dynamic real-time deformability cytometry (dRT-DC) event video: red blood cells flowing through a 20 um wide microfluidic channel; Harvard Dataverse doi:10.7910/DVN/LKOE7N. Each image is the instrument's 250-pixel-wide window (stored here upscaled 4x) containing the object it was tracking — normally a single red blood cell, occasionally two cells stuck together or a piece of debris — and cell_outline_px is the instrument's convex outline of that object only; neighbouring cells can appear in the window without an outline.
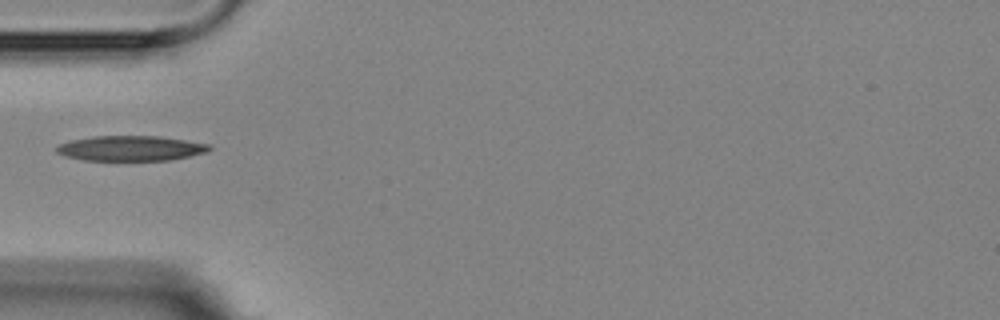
{"species": "Egyptian fruit bat (a non-hibernating species)", "species_latin": "Rousettus aegyptiacus", "temperature_condition": "room temperature", "stored_images_in_passage": 5, "camera_frame_rate_fps": 3000, "um_per_image_px": 0.085, "animal": {"sex": "female"}, "frame": {"image": 1, "passage_image": 5, "time_ms": 4.667, "image_size_px": [1000, 320], "cell_outline_px": [[212, 148], [208, 152], [172, 160], [84, 160], [64, 156], [56, 152], [56, 148], [60, 144], [72, 140], [92, 136], [160, 136], [208, 144]], "centroid_in_image_um": [11.12, 12.61], "position_along_channel_um": 73.9, "area_um2": 22.31}}